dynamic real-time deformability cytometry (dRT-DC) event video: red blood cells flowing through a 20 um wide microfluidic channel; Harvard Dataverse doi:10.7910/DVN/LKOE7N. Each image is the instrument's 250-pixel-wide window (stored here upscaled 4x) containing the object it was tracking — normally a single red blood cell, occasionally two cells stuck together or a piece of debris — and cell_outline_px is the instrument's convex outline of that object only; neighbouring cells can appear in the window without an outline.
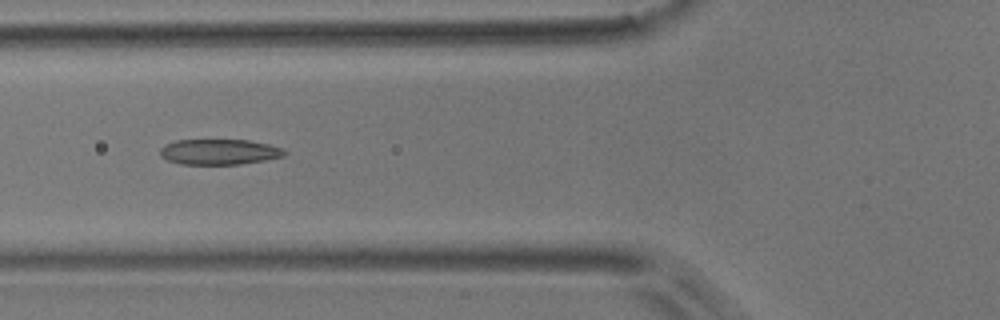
{"species": "common noctule bat (a hibernating species)", "species_latin": "Nyctalus noctula", "temperature_condition": "room temperature", "stored_images_in_passage": 6, "camera_frame_rate_fps": 3000, "um_per_image_px": 0.085, "animal": {"sex": "male", "body_mass_g": 17.9}, "frame": {"image": 1, "passage_image": 4, "time_ms": 3.667, "image_size_px": [1000, 320], "cell_outline_px": [[288, 152], [284, 156], [264, 160], [240, 164], [180, 164], [168, 160], [160, 156], [160, 148], [164, 144], [176, 140], [248, 140], [268, 144], [284, 148]], "centroid_in_image_um": [18.64, 12.9], "position_along_channel_um": 107.2, "area_um2": 18.55}}
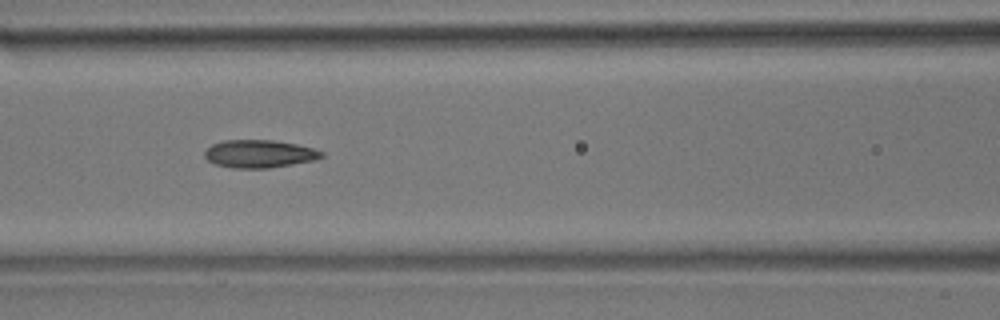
{"frame": {"image": 2, "passage_image": 5, "time_ms": 4.667, "image_size_px": [1000, 320], "cell_outline_px": [[324, 156], [316, 160], [268, 168], [232, 168], [216, 164], [208, 160], [204, 156], [204, 152], [212, 144], [224, 140], [272, 140], [296, 144], [312, 148], [324, 152]], "centroid_in_image_um": [22.05, 13.07], "position_along_channel_um": 144.6, "area_um2": 18.9}}
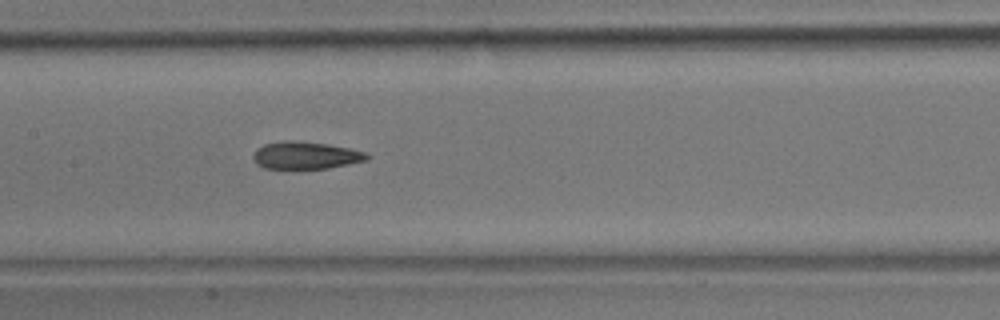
{"frame": {"image": 3, "passage_image": 6, "time_ms": 5.667, "image_size_px": [1000, 320], "cell_outline_px": [[368, 160], [328, 168], [264, 168], [256, 164], [252, 156], [256, 148], [264, 144], [284, 140], [296, 140], [328, 144], [348, 148], [364, 152], [368, 156]], "centroid_in_image_um": [25.93, 13.19], "position_along_channel_um": 181.5, "area_um2": 18.09}}